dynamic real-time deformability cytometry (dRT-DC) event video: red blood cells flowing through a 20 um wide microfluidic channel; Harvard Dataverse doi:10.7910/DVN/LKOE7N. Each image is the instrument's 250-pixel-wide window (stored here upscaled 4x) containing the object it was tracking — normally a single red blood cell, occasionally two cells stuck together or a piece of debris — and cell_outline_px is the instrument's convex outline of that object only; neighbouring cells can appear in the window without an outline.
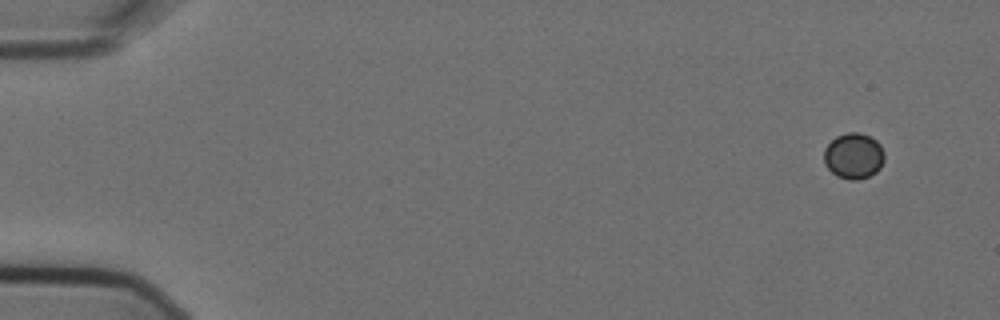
{"species": "Egyptian fruit bat (a non-hibernating species)", "species_latin": "Rousettus aegyptiacus", "temperature_condition": "cold", "stored_images_in_passage": 4, "camera_frame_rate_fps": 3000, "um_per_image_px": 0.085, "animal": {"sex": "female"}, "frame": {"image": 1, "passage_image": 1, "time_ms": 0.0, "image_size_px": [1000, 320], "cell_outline_px": [[884, 160], [880, 168], [876, 172], [868, 176], [856, 180], [848, 180], [836, 176], [824, 164], [824, 148], [836, 136], [848, 132], [860, 132], [876, 140], [880, 144], [884, 152]], "centroid_in_image_um": [72.55, 13.25], "position_along_channel_um": 12.4, "area_um2": 16.24}}
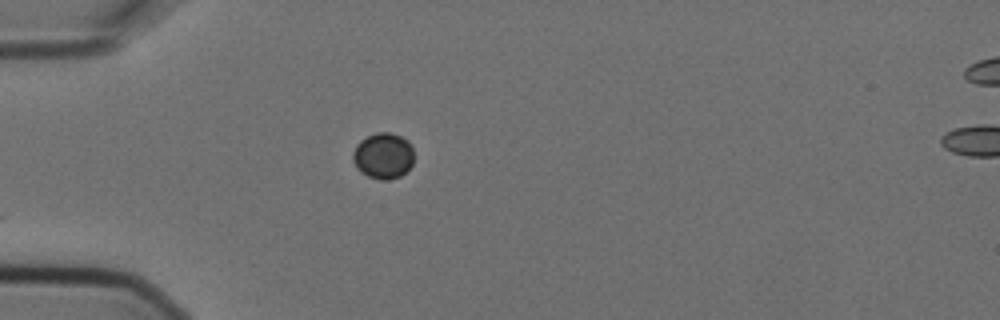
{"frame": {"image": 2, "passage_image": 4, "time_ms": 1.0, "image_size_px": [1000, 320], "cell_outline_px": [[412, 164], [400, 176], [388, 180], [380, 180], [368, 176], [360, 172], [356, 168], [352, 160], [352, 152], [356, 144], [360, 140], [376, 132], [392, 132], [408, 140], [412, 148]], "centroid_in_image_um": [32.53, 13.23], "position_along_channel_um": 52.5, "area_um2": 16.47}}